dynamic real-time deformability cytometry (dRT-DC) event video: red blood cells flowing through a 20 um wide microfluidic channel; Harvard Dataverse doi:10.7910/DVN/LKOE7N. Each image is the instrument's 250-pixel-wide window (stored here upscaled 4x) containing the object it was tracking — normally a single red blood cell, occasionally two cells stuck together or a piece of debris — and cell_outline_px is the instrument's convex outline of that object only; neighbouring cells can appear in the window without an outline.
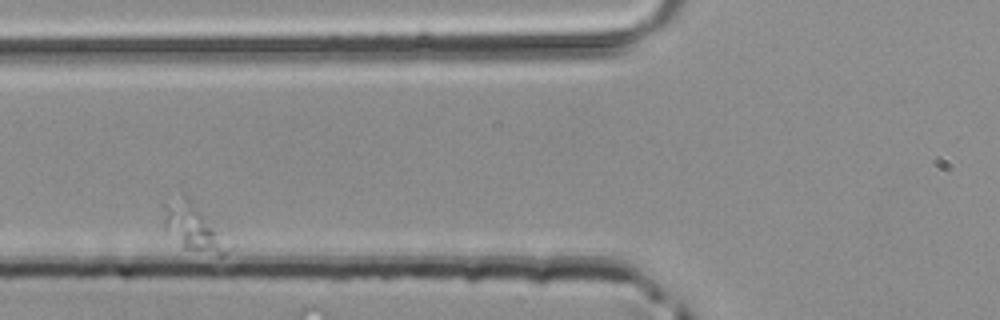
{"species": "common noctule bat (a hibernating species)", "species_latin": "Nyctalus noctula", "temperature_condition": "room temperature", "stored_images_in_passage": 3, "camera_frame_rate_fps": 3000, "um_per_image_px": 0.085, "animal": {"sex": "male", "body_mass_g": 20.4}, "frame": {"image": 1, "passage_image": 2, "time_ms": 0.333, "image_size_px": [1000, 320], "cell_outline_px": [[232, 248], [224, 256], [220, 256], [184, 248], [164, 228], [160, 204], [160, 200], [184, 196], [188, 196], [220, 232]], "centroid_in_image_um": [16.34, 19.29], "position_along_channel_um": 109.5, "area_um2": 17.86}}
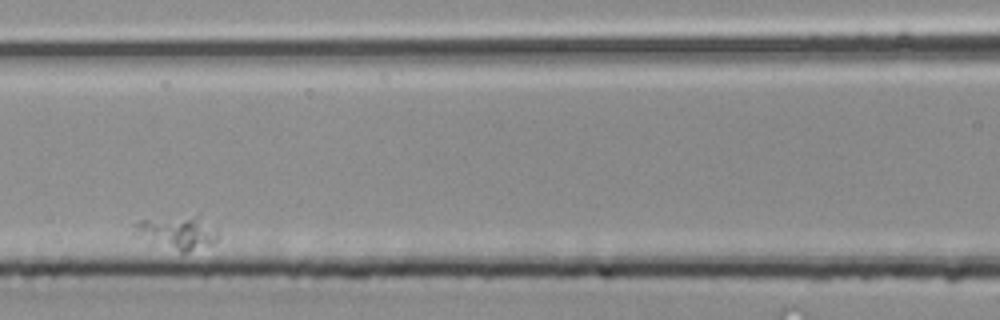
{"frame": {"image": 2, "passage_image": 3, "time_ms": 0.667, "image_size_px": [1000, 320], "cell_outline_px": [[220, 232], [216, 240], [212, 244], [188, 252], [180, 252], [132, 236], [132, 224], [140, 220], [196, 220], [216, 228]], "centroid_in_image_um": [14.97, 19.87], "position_along_channel_um": 151.6, "area_um2": 15.14}}